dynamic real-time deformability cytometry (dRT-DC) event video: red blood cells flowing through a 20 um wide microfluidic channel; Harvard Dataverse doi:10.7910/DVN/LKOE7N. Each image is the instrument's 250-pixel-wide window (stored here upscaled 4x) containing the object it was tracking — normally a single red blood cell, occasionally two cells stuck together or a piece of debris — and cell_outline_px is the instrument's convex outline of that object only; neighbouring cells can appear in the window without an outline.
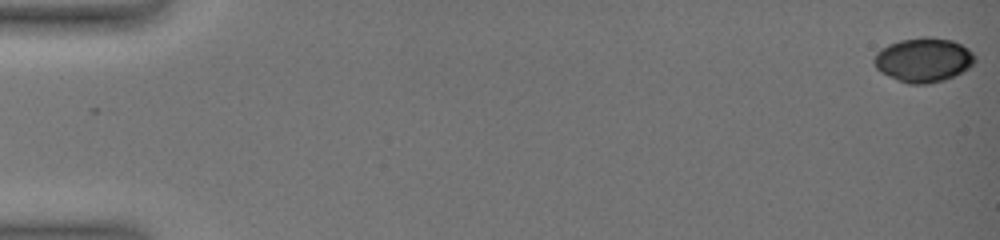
{"species": "common noctule bat (a hibernating species)", "species_latin": "Nyctalus noctula", "temperature_condition": "warm", "stored_images_in_passage": 10, "camera_frame_rate_fps": 3000, "um_per_image_px": 0.085, "animal": {"sex": "female", "body_mass_g": 19.0, "forearm_length_mm": 51.5}, "frame": {"image": 1, "passage_image": 1, "time_ms": 0.0, "image_size_px": [1000, 240], "cell_outline_px": [[976, 60], [968, 68], [944, 80], [928, 84], [908, 84], [880, 72], [876, 68], [872, 60], [876, 52], [888, 44], [900, 40], [924, 36], [932, 36], [952, 40], [968, 48], [976, 56]], "centroid_in_image_um": [78.48, 5.07], "position_along_channel_um": 6.5, "area_um2": 26.13}}
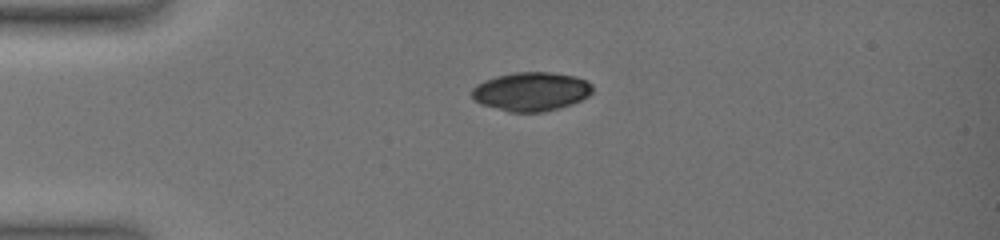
{"frame": {"image": 2, "passage_image": 6, "time_ms": 4.333, "image_size_px": [1000, 240], "cell_outline_px": [[592, 92], [588, 96], [572, 104], [544, 112], [508, 112], [480, 104], [472, 96], [472, 88], [476, 84], [484, 80], [496, 76], [516, 72], [552, 72], [576, 76], [592, 84]], "centroid_in_image_um": [45.14, 7.78], "position_along_channel_um": 39.9, "area_um2": 27.4}}
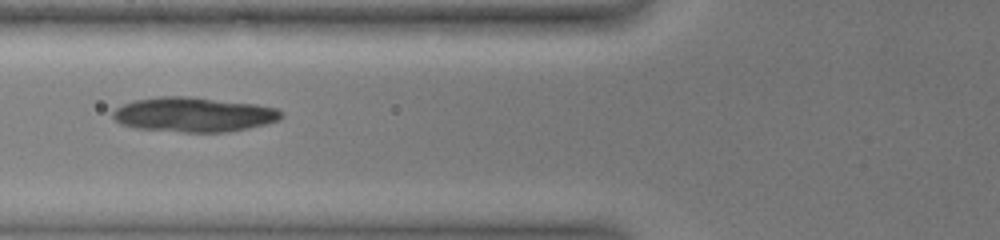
{"frame": {"image": 3, "passage_image": 9, "time_ms": 7.0, "image_size_px": [1000, 240], "cell_outline_px": [[284, 116], [280, 120], [248, 128], [228, 132], [184, 132], [136, 128], [120, 124], [112, 116], [112, 112], [116, 108], [124, 104], [136, 100], [160, 96], [184, 96], [256, 104], [276, 108], [284, 112]], "centroid_in_image_um": [16.48, 9.74], "position_along_channel_um": 109.3, "area_um2": 33.93}}